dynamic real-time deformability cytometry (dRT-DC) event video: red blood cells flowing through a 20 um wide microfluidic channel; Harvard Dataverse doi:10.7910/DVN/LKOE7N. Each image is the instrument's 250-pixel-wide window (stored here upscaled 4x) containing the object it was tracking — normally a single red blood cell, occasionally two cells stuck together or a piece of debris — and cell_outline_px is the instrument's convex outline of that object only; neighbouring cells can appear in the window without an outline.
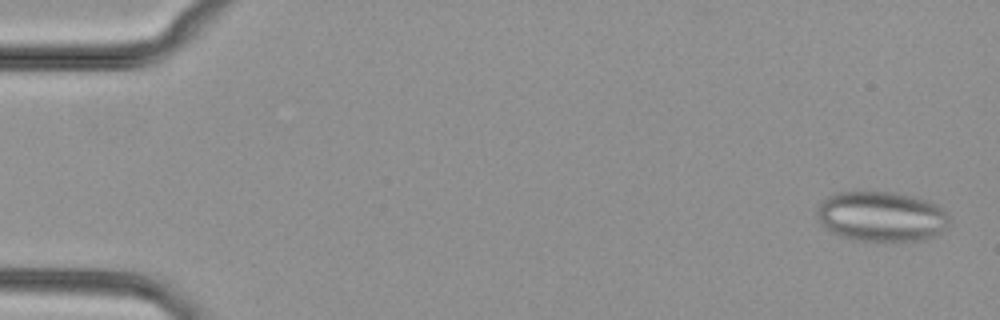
{"species": "common noctule bat (a hibernating species)", "species_latin": "Nyctalus noctula", "temperature_condition": "cold", "stored_images_in_passage": 50, "camera_frame_rate_fps": 3000, "um_per_image_px": 0.085, "animal": {"sex": "female", "body_mass_g": 29.2, "forearm_length_mm": 56.3}, "frame": {"image": 1, "passage_image": 2, "time_ms": 0.333, "image_size_px": [1000, 320], "cell_outline_px": [[948, 224], [936, 236], [924, 240], [852, 240], [840, 236], [824, 228], [820, 224], [816, 216], [816, 208], [828, 196], [836, 192], [892, 192], [912, 196], [928, 200], [936, 204], [948, 216]], "centroid_in_image_um": [74.87, 18.4], "position_along_channel_um": 10.1, "area_um2": 38.55}}
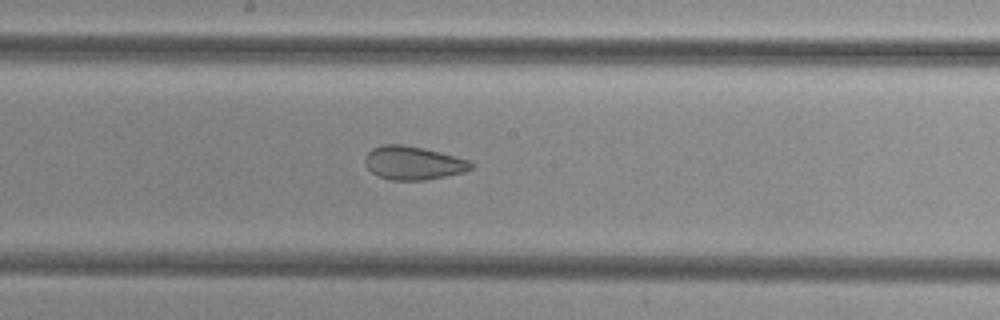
{"frame": {"image": 2, "passage_image": 27, "time_ms": 8.667, "image_size_px": [1000, 320], "cell_outline_px": [[472, 168], [464, 172], [424, 180], [392, 180], [376, 176], [364, 164], [364, 156], [372, 148], [384, 144], [404, 144], [424, 148], [440, 152], [468, 160], [472, 164]], "centroid_in_image_um": [35.06, 13.84], "position_along_channel_um": 213.1, "area_um2": 20.69}}
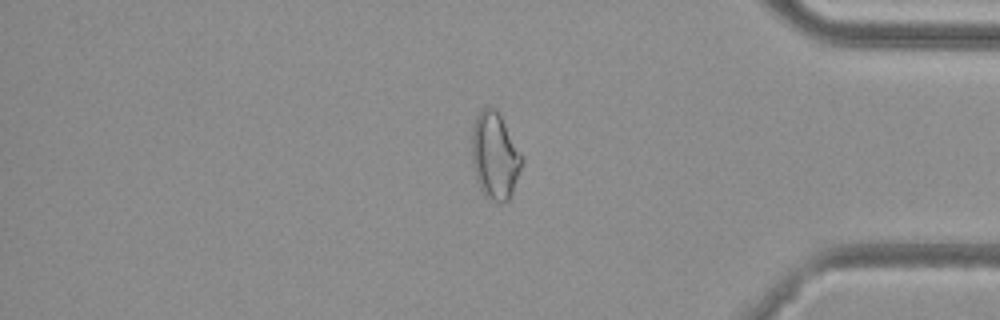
{"frame": {"image": 3, "passage_image": 42, "time_ms": 13.667, "image_size_px": [1000, 320], "cell_outline_px": [[524, 160], [512, 192], [508, 200], [504, 204], [500, 204], [488, 200], [484, 196], [476, 180], [472, 160], [472, 128], [476, 116], [480, 108], [492, 108], [500, 116], [524, 156]], "centroid_in_image_um": [42.06, 13.3], "position_along_channel_um": 393.1, "area_um2": 25.49}}